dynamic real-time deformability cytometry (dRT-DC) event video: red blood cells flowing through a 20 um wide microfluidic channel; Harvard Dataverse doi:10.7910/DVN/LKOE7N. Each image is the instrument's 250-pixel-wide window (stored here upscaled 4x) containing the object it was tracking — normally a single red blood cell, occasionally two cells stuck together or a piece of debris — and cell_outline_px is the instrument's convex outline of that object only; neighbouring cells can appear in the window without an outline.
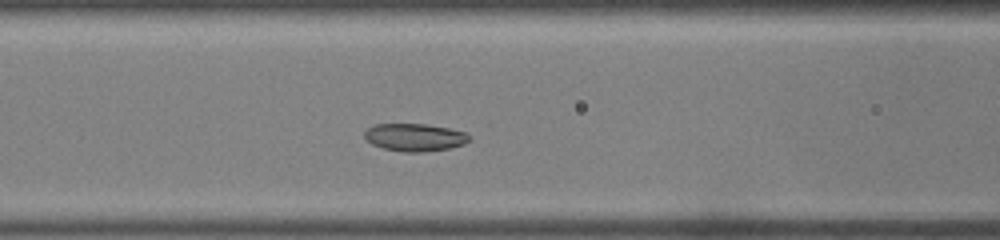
{"species": "common noctule bat (a hibernating species)", "species_latin": "Nyctalus noctula", "temperature_condition": "warm", "stored_images_in_passage": 32, "camera_frame_rate_fps": 3000, "um_per_image_px": 0.085, "animal": {"sex": "male", "body_mass_g": 19.0, "forearm_length_mm": 50.8}, "frame": {"image": 1, "passage_image": 10, "time_ms": 3.0, "image_size_px": [1000, 240], "cell_outline_px": [[472, 140], [464, 144], [452, 148], [424, 152], [404, 152], [384, 148], [372, 144], [364, 136], [364, 132], [368, 128], [376, 124], [428, 124], [468, 132], [472, 136]], "centroid_in_image_um": [35.34, 11.67], "position_along_channel_um": 131.3, "area_um2": 17.11}}
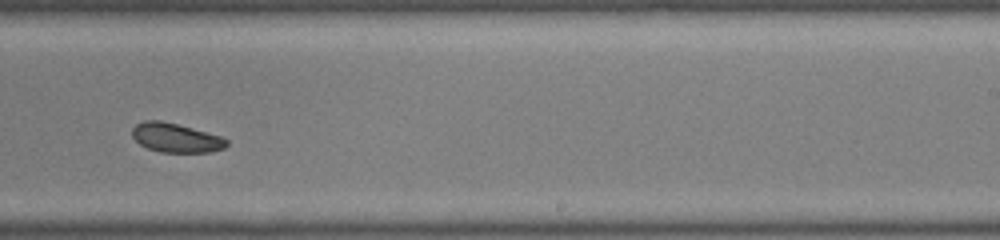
{"frame": {"image": 2, "passage_image": 18, "time_ms": 5.667, "image_size_px": [1000, 240], "cell_outline_px": [[228, 144], [224, 148], [212, 152], [160, 152], [148, 148], [140, 144], [132, 136], [132, 128], [136, 124], [144, 120], [160, 120], [192, 128], [220, 136], [228, 140]], "centroid_in_image_um": [14.94, 11.71], "position_along_channel_um": 274.1, "area_um2": 15.95}}
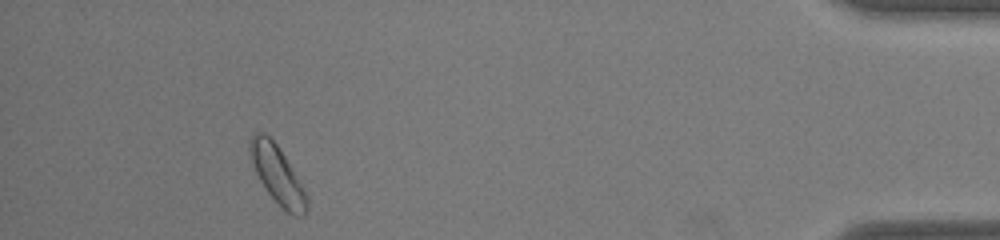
{"frame": {"image": 3, "passage_image": 29, "time_ms": 9.333, "image_size_px": [1000, 240], "cell_outline_px": [[308, 208], [304, 216], [292, 216], [264, 188], [252, 164], [248, 152], [248, 140], [252, 132], [264, 132], [276, 144], [284, 156], [308, 196]], "centroid_in_image_um": [23.55, 14.82], "position_along_channel_um": 411.7, "area_um2": 19.02}}